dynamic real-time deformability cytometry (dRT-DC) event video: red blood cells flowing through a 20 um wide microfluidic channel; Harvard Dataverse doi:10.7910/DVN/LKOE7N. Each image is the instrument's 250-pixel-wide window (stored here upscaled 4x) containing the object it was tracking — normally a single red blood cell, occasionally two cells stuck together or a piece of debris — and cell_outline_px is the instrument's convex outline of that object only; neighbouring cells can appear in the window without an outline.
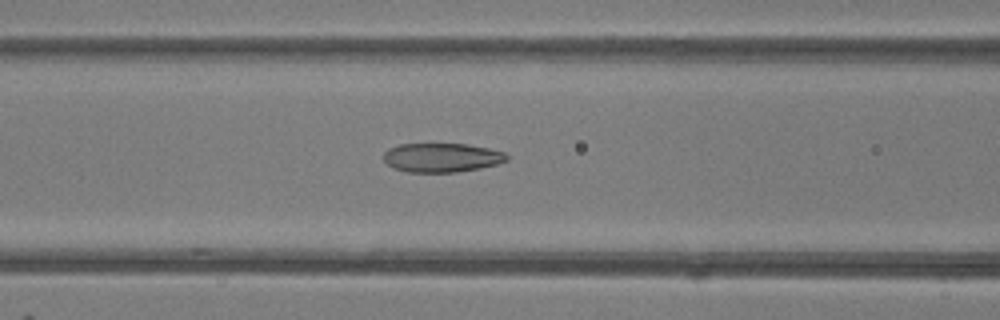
{"species": "common noctule bat (a hibernating species)", "species_latin": "Nyctalus noctula", "temperature_condition": "room temperature", "stored_images_in_passage": 49, "camera_frame_rate_fps": 3000, "um_per_image_px": 0.085, "animal": {"sex": "female"}, "frame": {"image": 1, "passage_image": 20, "time_ms": 6.333, "image_size_px": [1000, 320], "cell_outline_px": [[508, 160], [496, 164], [480, 168], [456, 172], [408, 172], [392, 168], [384, 160], [384, 152], [388, 148], [400, 144], [468, 144], [488, 148], [504, 152], [508, 156]], "centroid_in_image_um": [37.53, 13.39], "position_along_channel_um": 129.1, "area_um2": 20.87}}
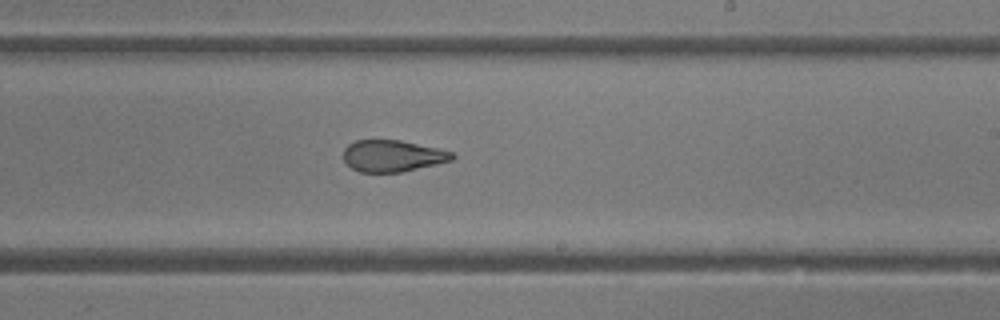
{"frame": {"image": 2, "passage_image": 29, "time_ms": 9.333, "image_size_px": [1000, 320], "cell_outline_px": [[456, 156], [452, 160], [436, 164], [400, 172], [360, 172], [352, 168], [344, 160], [344, 148], [348, 144], [356, 140], [400, 140], [440, 148], [452, 152]], "centroid_in_image_um": [33.38, 13.24], "position_along_channel_um": 255.6, "area_um2": 20.0}}
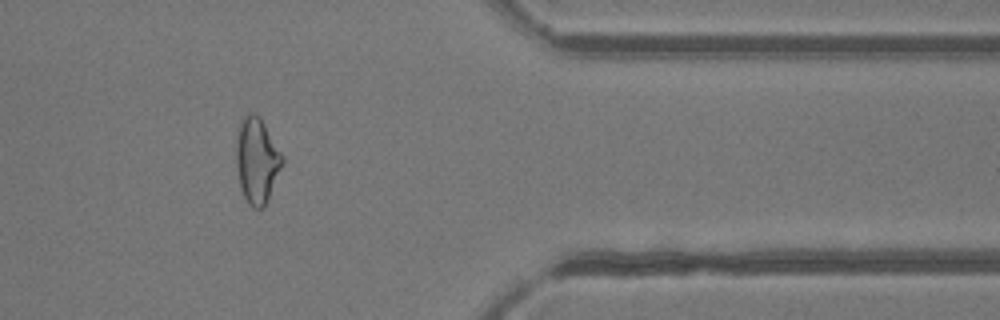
{"frame": {"image": 3, "passage_image": 40, "time_ms": 13.0, "image_size_px": [1000, 320], "cell_outline_px": [[284, 160], [268, 200], [264, 208], [252, 208], [248, 204], [240, 188], [236, 164], [236, 136], [240, 124], [244, 116], [248, 112], [252, 112], [264, 124], [284, 156]], "centroid_in_image_um": [21.83, 13.67], "position_along_channel_um": 389.6, "area_um2": 22.89}, "authors_computed_cell_mechanics": {"area_um2": 23.12, "velocity_mm_per_s": 4.2218, "shape_relaxation_time_tau1_ms": 6.2362, "shape_relaxation_time_tau2_ms": 1.3695, "deformation_change_tau1": 0.1881, "deformation_change_tau2": 0.0894}}